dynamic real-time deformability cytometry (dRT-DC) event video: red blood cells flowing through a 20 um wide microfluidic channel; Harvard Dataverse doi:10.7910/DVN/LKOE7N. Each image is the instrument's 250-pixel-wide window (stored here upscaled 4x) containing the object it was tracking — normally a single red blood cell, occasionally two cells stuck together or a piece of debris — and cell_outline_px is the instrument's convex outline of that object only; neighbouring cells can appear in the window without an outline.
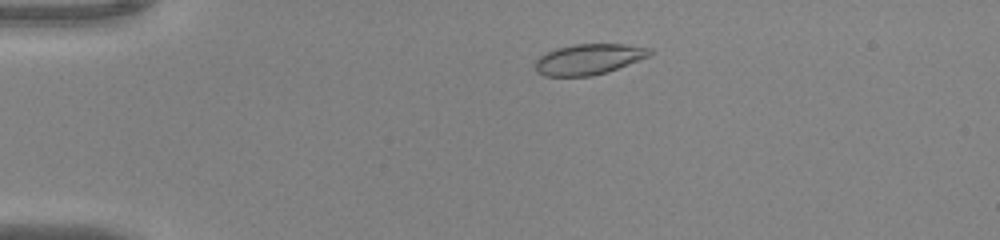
{"species": "common noctule bat (a hibernating species)", "species_latin": "Nyctalus noctula", "temperature_condition": "warm", "stored_images_in_passage": 47, "camera_frame_rate_fps": 3000, "um_per_image_px": 0.085, "animal": {"sex": "male", "body_mass_g": 20.0, "forearm_length_mm": 53.3}, "frame": {"image": 1, "passage_image": 7, "time_ms": 2.0, "image_size_px": [1000, 240], "cell_outline_px": [[656, 52], [648, 56], [608, 72], [592, 76], [544, 76], [536, 72], [536, 60], [540, 56], [556, 48], [576, 44], [624, 44], [652, 48]], "centroid_in_image_um": [50.07, 5.03], "position_along_channel_um": 34.9, "area_um2": 20.46}}
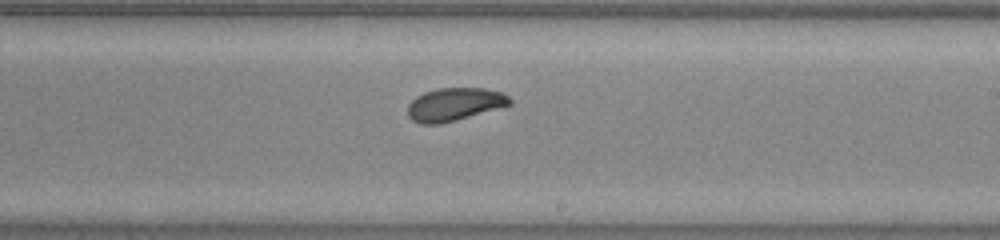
{"frame": {"image": 2, "passage_image": 27, "time_ms": 8.667, "image_size_px": [1000, 240], "cell_outline_px": [[512, 104], [456, 120], [440, 124], [420, 124], [412, 120], [408, 116], [408, 104], [416, 96], [424, 92], [436, 88], [484, 88], [504, 92], [512, 100]], "centroid_in_image_um": [38.62, 8.86], "position_along_channel_um": 250.4, "area_um2": 19.71}}
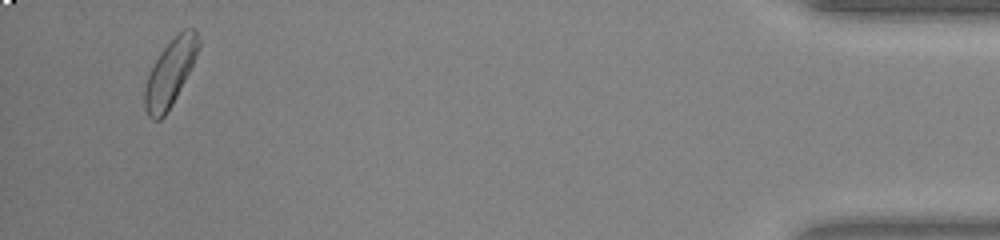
{"frame": {"image": 3, "passage_image": 45, "time_ms": 14.667, "image_size_px": [1000, 240], "cell_outline_px": [[200, 44], [196, 56], [172, 104], [164, 116], [160, 120], [152, 120], [148, 116], [144, 108], [144, 88], [148, 76], [160, 52], [184, 28], [196, 28], [200, 40]], "centroid_in_image_um": [14.45, 6.2], "position_along_channel_um": 420.7, "area_um2": 20.4}, "authors_computed_cell_mechanics": {"area_um2": 20.3456, "velocity_mm_per_s": 4.0338, "shape_relaxation_time_tau1_ms": null, "shape_relaxation_time_tau2_ms": 6.0005, "deformation_change_tau1": null, "deformation_change_tau2": 0.0931}}